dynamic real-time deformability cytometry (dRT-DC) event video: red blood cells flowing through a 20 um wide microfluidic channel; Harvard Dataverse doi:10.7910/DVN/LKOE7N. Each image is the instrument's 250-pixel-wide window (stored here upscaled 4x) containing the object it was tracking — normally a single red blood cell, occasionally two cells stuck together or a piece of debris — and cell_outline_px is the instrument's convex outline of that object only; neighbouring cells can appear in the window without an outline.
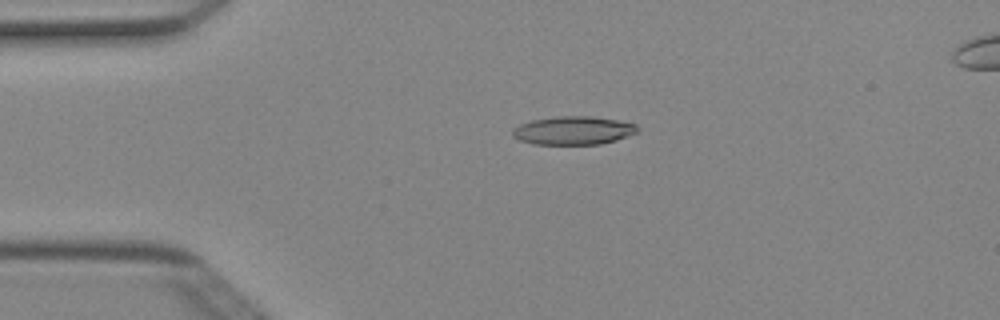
{"species": "Egyptian fruit bat (a non-hibernating species)", "species_latin": "Rousettus aegyptiacus", "temperature_condition": "cold", "stored_images_in_passage": 50, "camera_frame_rate_fps": 3000, "um_per_image_px": 0.085, "animal": {"sex": "female"}, "frame": {"image": 1, "passage_image": 11, "time_ms": 3.333, "image_size_px": [1000, 320], "cell_outline_px": [[640, 132], [616, 140], [600, 144], [532, 144], [520, 140], [512, 136], [512, 132], [520, 124], [532, 120], [556, 116], [592, 116], [616, 120], [636, 124], [640, 128]], "centroid_in_image_um": [48.77, 11.09], "position_along_channel_um": 36.2, "area_um2": 20.69}}
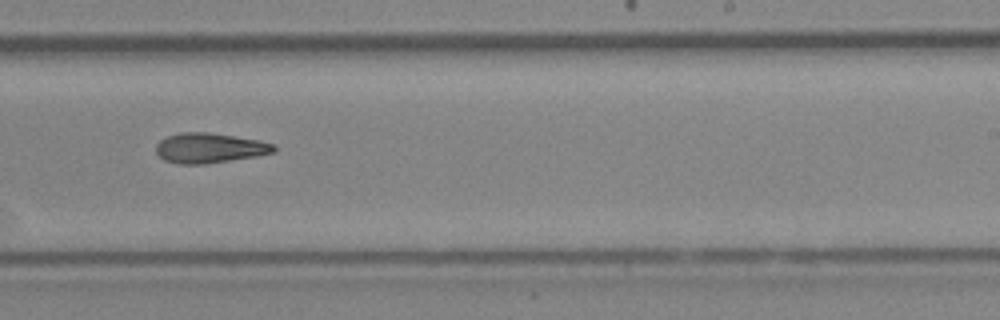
{"frame": {"image": 2, "passage_image": 31, "time_ms": 10.0, "image_size_px": [1000, 320], "cell_outline_px": [[276, 152], [256, 156], [204, 164], [176, 164], [164, 160], [156, 152], [156, 144], [160, 140], [168, 136], [180, 132], [208, 132], [260, 140], [276, 144]], "centroid_in_image_um": [17.82, 12.58], "position_along_channel_um": 271.2, "area_um2": 20.69}}
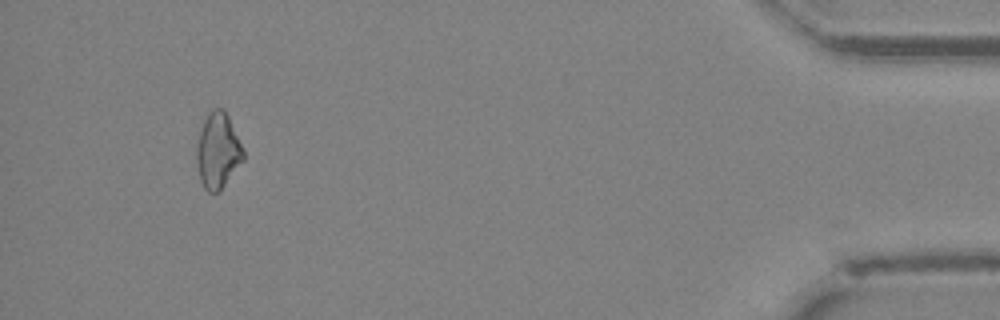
{"frame": {"image": 3, "passage_image": 47, "time_ms": 15.333, "image_size_px": [1000, 320], "cell_outline_px": [[244, 160], [220, 192], [208, 192], [204, 188], [200, 180], [196, 160], [196, 144], [204, 120], [208, 112], [212, 108], [224, 108], [244, 148]], "centroid_in_image_um": [18.53, 12.82], "position_along_channel_um": 416.7, "area_um2": 20.87}, "authors_computed_cell_mechanics": {"area_um2": 20.6057, "velocity_mm_per_s": 4.0427, "shape_relaxation_time_tau1_ms": null, "shape_relaxation_time_tau2_ms": 9.3725, "deformation_change_tau1": null, "deformation_change_tau2": 0.2412}}